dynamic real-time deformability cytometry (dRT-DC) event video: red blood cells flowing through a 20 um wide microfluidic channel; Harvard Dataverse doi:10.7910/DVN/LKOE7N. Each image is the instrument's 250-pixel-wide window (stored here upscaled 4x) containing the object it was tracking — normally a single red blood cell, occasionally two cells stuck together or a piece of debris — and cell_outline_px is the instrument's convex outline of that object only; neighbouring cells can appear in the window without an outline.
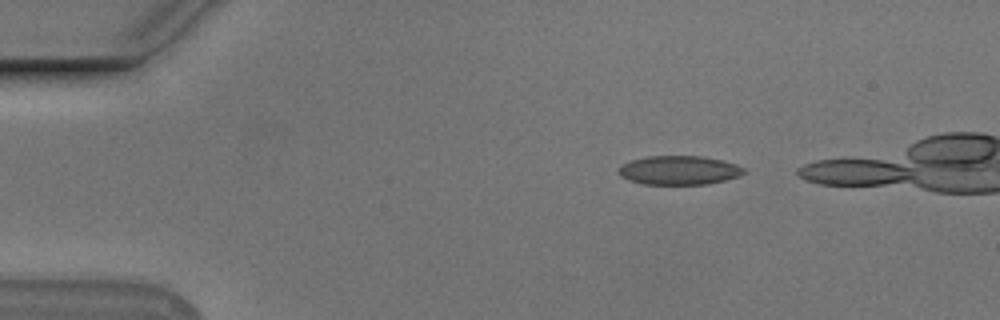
{"species": "Egyptian fruit bat (a non-hibernating species)", "species_latin": "Rousettus aegyptiacus", "temperature_condition": "cold", "stored_images_in_passage": 7, "camera_frame_rate_fps": 3000, "um_per_image_px": 0.085, "animal": {"sex": "male"}, "frame": {"image": 1, "passage_image": 1, "time_ms": 0.0, "image_size_px": [1000, 320], "cell_outline_px": [[748, 172], [740, 176], [708, 184], [644, 184], [628, 180], [620, 176], [616, 172], [616, 168], [620, 164], [632, 160], [648, 156], [704, 156], [724, 160], [736, 164], [744, 168]], "centroid_in_image_um": [57.71, 14.46], "position_along_channel_um": 27.3, "area_um2": 21.5}}